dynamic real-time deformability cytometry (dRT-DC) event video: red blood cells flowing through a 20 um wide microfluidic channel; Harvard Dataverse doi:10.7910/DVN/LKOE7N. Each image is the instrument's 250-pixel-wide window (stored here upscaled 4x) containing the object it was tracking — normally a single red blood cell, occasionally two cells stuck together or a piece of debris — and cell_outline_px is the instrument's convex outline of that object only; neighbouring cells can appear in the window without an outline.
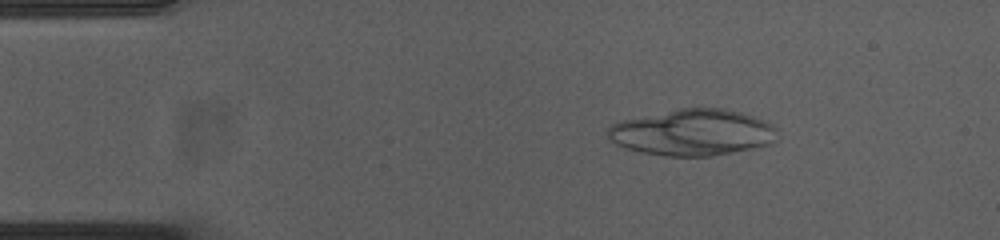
{"species": "common noctule bat (a hibernating species)", "species_latin": "Nyctalus noctula", "temperature_condition": "cold", "stored_images_in_passage": 50, "camera_frame_rate_fps": 3000, "um_per_image_px": 0.085, "animal": {"sex": "female", "body_mass_g": 23.0, "forearm_length_mm": 53.4}, "frame": {"image": 1, "passage_image": 8, "time_ms": 2.333, "image_size_px": [1000, 240], "cell_outline_px": [[780, 140], [768, 144], [752, 148], [712, 156], [668, 156], [644, 152], [628, 148], [616, 144], [604, 136], [604, 132], [612, 124], [684, 108], [720, 108], [736, 112], [760, 120], [768, 124], [772, 128]], "centroid_in_image_um": [58.84, 11.29], "position_along_channel_um": 26.2, "area_um2": 44.45}}
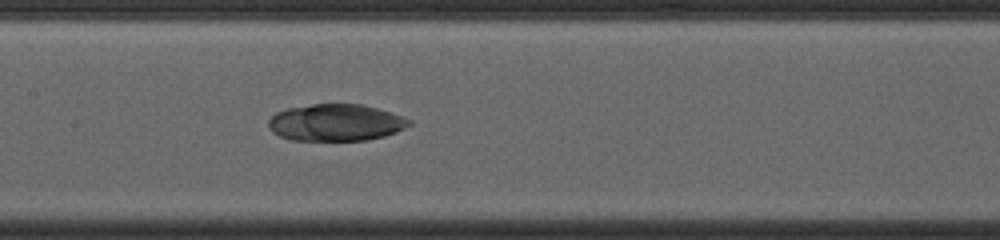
{"frame": {"image": 2, "passage_image": 26, "time_ms": 8.333, "image_size_px": [1000, 240], "cell_outline_px": [[412, 124], [396, 132], [384, 136], [368, 140], [292, 140], [280, 136], [272, 132], [268, 128], [268, 120], [276, 112], [288, 108], [312, 104], [360, 104], [376, 108], [412, 120]], "centroid_in_image_um": [28.51, 10.42], "position_along_channel_um": 178.9, "area_um2": 30.11}}
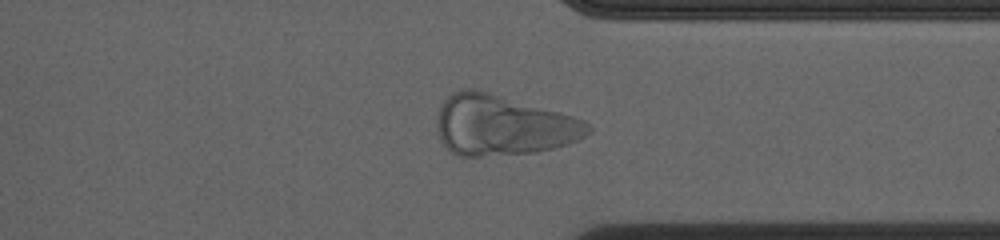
{"frame": {"image": 3, "passage_image": 42, "time_ms": 13.667, "image_size_px": [1000, 240], "cell_outline_px": [[592, 132], [568, 144], [552, 148], [532, 152], [480, 156], [460, 156], [452, 152], [440, 140], [436, 128], [436, 120], [440, 108], [444, 100], [452, 92], [464, 88], [472, 88], [488, 92], [584, 120], [592, 128]], "centroid_in_image_um": [42.69, 10.65], "position_along_channel_um": 368.7, "area_um2": 52.48}}